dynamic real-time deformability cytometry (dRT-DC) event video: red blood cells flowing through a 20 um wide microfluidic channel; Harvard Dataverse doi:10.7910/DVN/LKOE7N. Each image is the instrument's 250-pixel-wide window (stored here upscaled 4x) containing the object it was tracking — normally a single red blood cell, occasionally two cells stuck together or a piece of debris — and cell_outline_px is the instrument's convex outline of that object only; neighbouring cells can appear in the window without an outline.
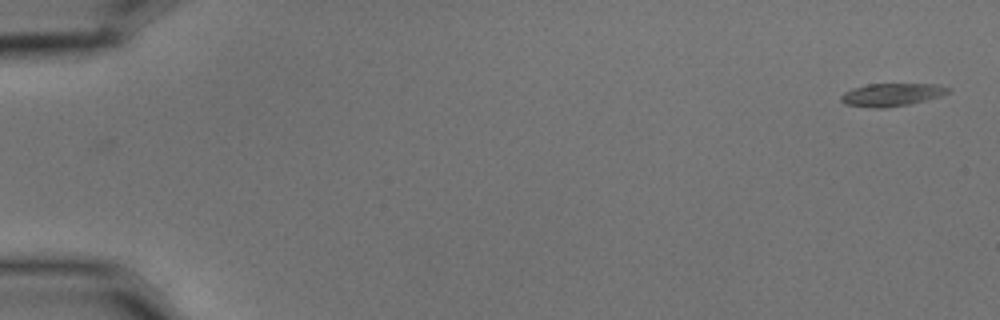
{"species": "common noctule bat (a hibernating species)", "species_latin": "Nyctalus noctula", "temperature_condition": "cold", "stored_images_in_passage": 14, "camera_frame_rate_fps": 3000, "um_per_image_px": 0.085, "animal": {"sex": "male", "body_mass_g": 15.6}, "frame": {"image": 1, "passage_image": 1, "time_ms": 0.0, "image_size_px": [1000, 320], "cell_outline_px": [[952, 88], [948, 92], [940, 96], [908, 104], [884, 108], [876, 108], [844, 104], [840, 100], [840, 96], [844, 92], [852, 88], [868, 84], [936, 84]], "centroid_in_image_um": [75.76, 8.04], "position_along_channel_um": 9.2, "area_um2": 14.16}}
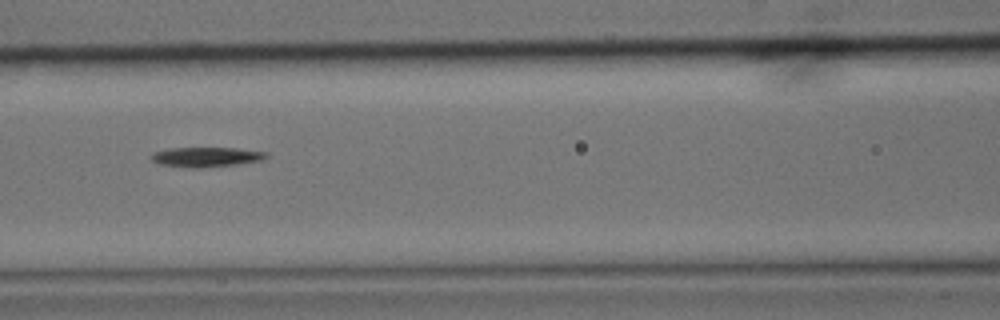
{"frame": {"image": 2, "passage_image": 7, "time_ms": 2.0, "image_size_px": [1000, 320], "cell_outline_px": [[268, 156], [264, 160], [236, 164], [196, 168], [192, 168], [160, 164], [152, 160], [148, 156], [152, 152], [168, 148], [236, 148], [268, 152]], "centroid_in_image_um": [17.51, 13.33], "position_along_channel_um": 149.1, "area_um2": 13.29}}
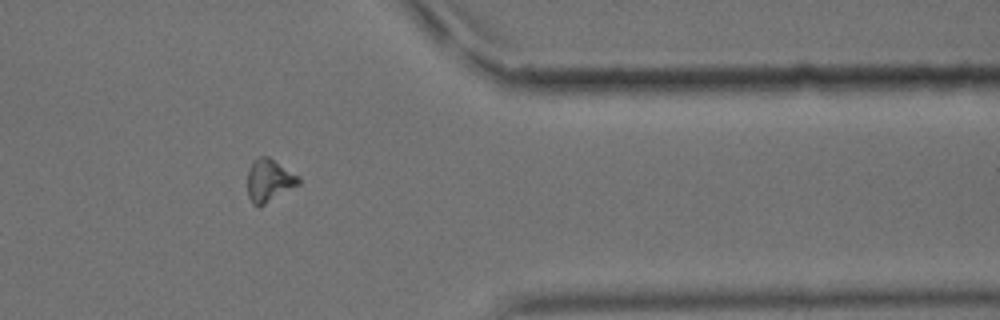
{"frame": {"image": 3, "passage_image": 13, "time_ms": 4.0, "image_size_px": [1000, 320], "cell_outline_px": [[300, 184], [264, 204], [256, 208], [252, 204], [248, 196], [248, 168], [252, 160], [260, 156], [268, 156], [300, 176]], "centroid_in_image_um": [22.87, 15.33], "position_along_channel_um": 388.5, "area_um2": 12.83}}